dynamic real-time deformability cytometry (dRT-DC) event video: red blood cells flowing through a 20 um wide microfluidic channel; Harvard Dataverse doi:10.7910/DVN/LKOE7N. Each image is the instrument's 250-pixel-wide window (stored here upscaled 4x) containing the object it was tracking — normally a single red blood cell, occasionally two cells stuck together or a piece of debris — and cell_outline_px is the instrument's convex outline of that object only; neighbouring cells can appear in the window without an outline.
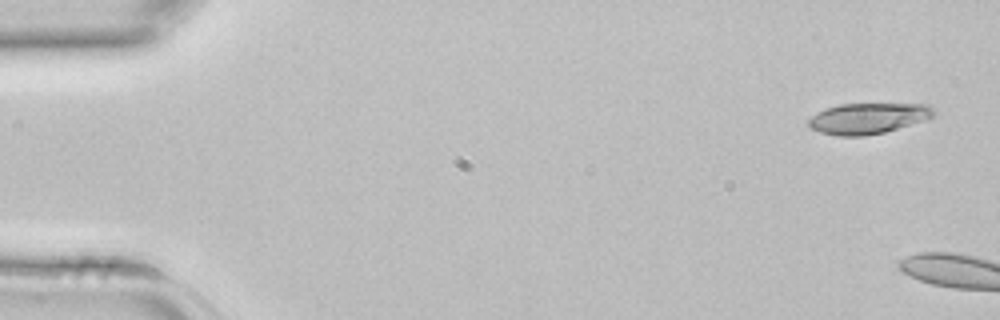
{"species": "common noctule bat (a hibernating species)", "species_latin": "Nyctalus noctula", "temperature_condition": "room temperature", "stored_images_in_passage": 3, "camera_frame_rate_fps": 3000, "um_per_image_px": 0.085, "animal": {"sex": "female", "body_mass_g": 22.7, "forearm_length_mm": 54.2}, "frame": {"image": 1, "passage_image": 1, "time_ms": 0.0, "image_size_px": [1000, 320], "cell_outline_px": [[936, 116], [928, 120], [884, 132], [864, 136], [836, 136], [820, 132], [812, 128], [808, 124], [808, 120], [816, 112], [824, 108], [840, 104], [928, 104], [936, 112]], "centroid_in_image_um": [73.81, 10.06], "position_along_channel_um": 11.2, "area_um2": 22.72}}